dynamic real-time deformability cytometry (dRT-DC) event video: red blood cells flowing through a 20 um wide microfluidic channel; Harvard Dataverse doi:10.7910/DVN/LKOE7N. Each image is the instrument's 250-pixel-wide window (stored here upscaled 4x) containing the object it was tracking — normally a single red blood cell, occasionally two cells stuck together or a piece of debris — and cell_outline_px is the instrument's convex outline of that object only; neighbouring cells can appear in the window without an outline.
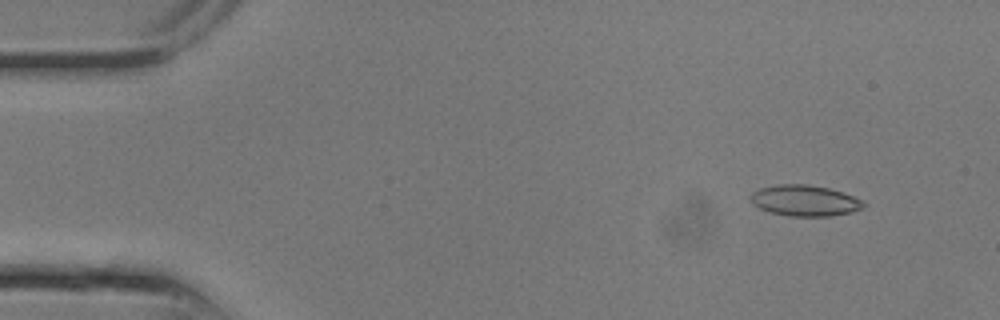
{"species": "common noctule bat (a hibernating species)", "species_latin": "Nyctalus noctula", "temperature_condition": "room temperature", "stored_images_in_passage": 14, "camera_frame_rate_fps": 3000, "um_per_image_px": 0.085, "animal": {"sex": "male", "body_mass_g": 13.3}, "frame": {"image": 1, "passage_image": 2, "time_ms": 0.333, "image_size_px": [1000, 320], "cell_outline_px": [[868, 204], [864, 208], [852, 212], [832, 216], [788, 216], [768, 212], [752, 204], [752, 192], [760, 188], [776, 184], [808, 184], [828, 188], [852, 196]], "centroid_in_image_um": [68.41, 17.06], "position_along_channel_um": 16.6, "area_um2": 20.4}}
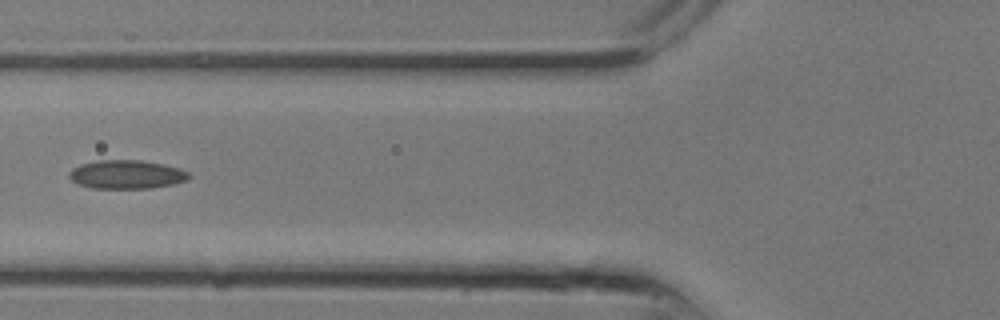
{"frame": {"image": 2, "passage_image": 9, "time_ms": 2.667, "image_size_px": [1000, 320], "cell_outline_px": [[192, 176], [184, 180], [172, 184], [152, 188], [92, 188], [80, 184], [72, 180], [68, 176], [68, 172], [72, 168], [80, 164], [100, 160], [140, 160], [164, 164], [180, 168], [188, 172]], "centroid_in_image_um": [10.75, 14.82], "position_along_channel_um": 115.1, "area_um2": 19.94}}
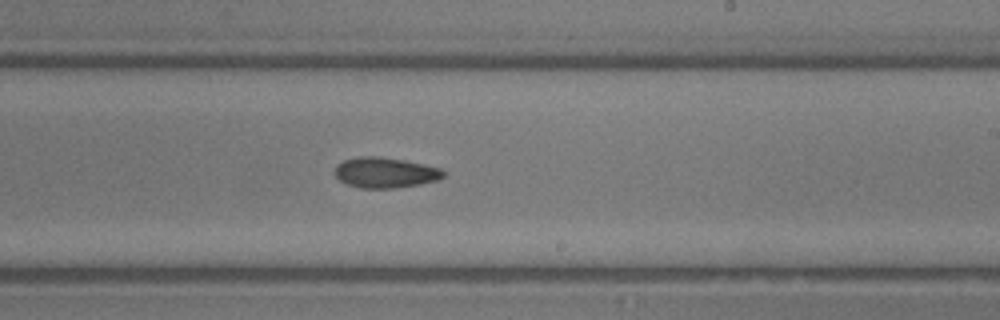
{"frame": {"image": 3, "passage_image": 14, "time_ms": 4.333, "image_size_px": [1000, 320], "cell_outline_px": [[444, 176], [436, 180], [420, 184], [396, 188], [360, 188], [348, 184], [340, 180], [336, 176], [336, 164], [344, 160], [360, 156], [380, 156], [404, 160], [424, 164], [440, 168], [444, 172]], "centroid_in_image_um": [32.74, 14.66], "position_along_channel_um": 256.3, "area_um2": 19.19}}